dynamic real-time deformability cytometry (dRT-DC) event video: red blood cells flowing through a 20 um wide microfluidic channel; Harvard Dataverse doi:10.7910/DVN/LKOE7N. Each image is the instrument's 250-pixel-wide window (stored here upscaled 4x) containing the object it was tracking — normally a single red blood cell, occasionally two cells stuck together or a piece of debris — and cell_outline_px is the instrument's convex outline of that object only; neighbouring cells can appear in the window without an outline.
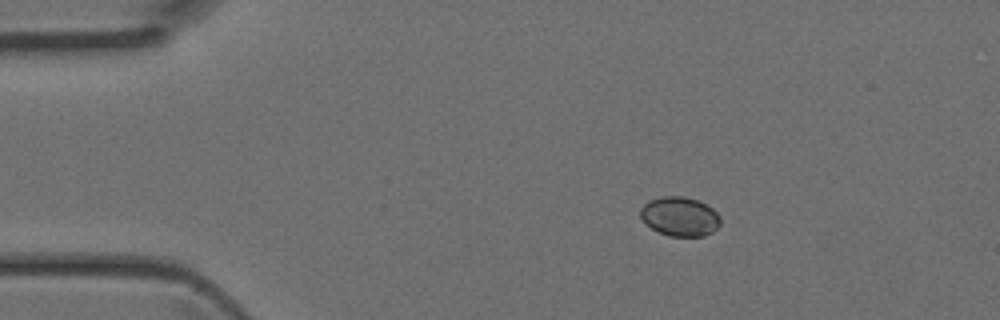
{"species": "Egyptian fruit bat (a non-hibernating species)", "species_latin": "Rousettus aegyptiacus", "temperature_condition": "room temperature", "stored_images_in_passage": 38, "camera_frame_rate_fps": 3000, "um_per_image_px": 0.085, "animal": {"sex": "female"}, "frame": {"image": 1, "passage_image": 1, "time_ms": 0.0, "image_size_px": [1000, 320], "cell_outline_px": [[720, 224], [712, 232], [704, 236], [668, 236], [656, 232], [640, 216], [640, 208], [648, 200], [664, 196], [684, 196], [696, 200], [712, 208], [720, 216]], "centroid_in_image_um": [57.77, 18.4], "position_along_channel_um": 27.2, "area_um2": 18.26}}
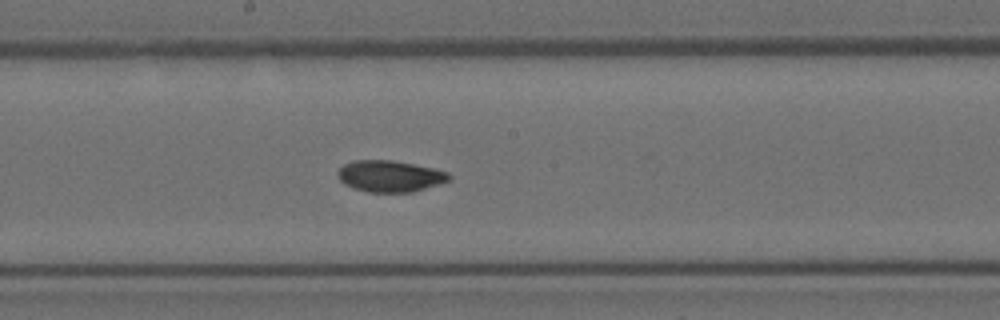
{"frame": {"image": 2, "passage_image": 17, "time_ms": 5.333, "image_size_px": [1000, 320], "cell_outline_px": [[452, 176], [448, 180], [440, 184], [412, 192], [368, 192], [344, 184], [336, 176], [336, 172], [344, 164], [352, 160], [392, 160], [432, 168], [448, 172]], "centroid_in_image_um": [33.12, 14.97], "position_along_channel_um": 215.1, "area_um2": 20.35}}
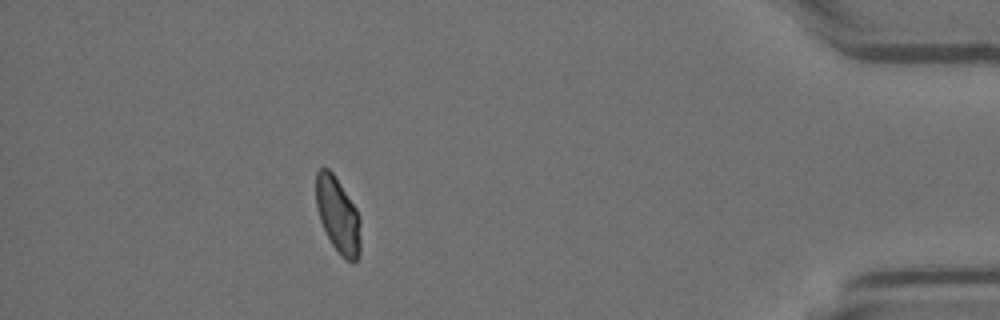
{"frame": {"image": 3, "passage_image": 33, "time_ms": 10.667, "image_size_px": [1000, 320], "cell_outline_px": [[360, 252], [356, 260], [352, 264], [332, 244], [320, 220], [316, 208], [316, 172], [320, 168], [328, 168], [332, 172], [356, 208], [360, 220]], "centroid_in_image_um": [28.72, 18.26], "position_along_channel_um": 406.5, "area_um2": 19.31}}